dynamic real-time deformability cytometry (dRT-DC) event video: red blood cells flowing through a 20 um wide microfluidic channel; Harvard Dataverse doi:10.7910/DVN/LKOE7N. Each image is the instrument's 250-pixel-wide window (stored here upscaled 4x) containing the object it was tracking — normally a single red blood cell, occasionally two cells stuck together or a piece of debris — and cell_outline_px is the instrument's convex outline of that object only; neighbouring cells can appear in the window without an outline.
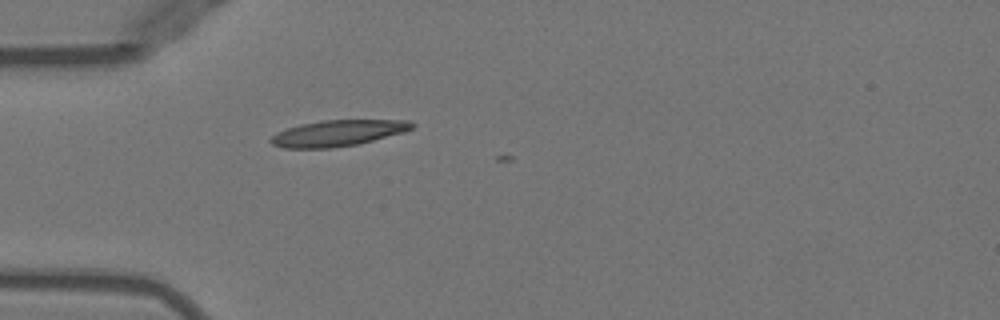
{"species": "Egyptian fruit bat (a non-hibernating species)", "species_latin": "Rousettus aegyptiacus", "temperature_condition": "warm", "stored_images_in_passage": 5, "camera_frame_rate_fps": 3000, "um_per_image_px": 0.085, "animal": {"sex": "female"}, "frame": {"image": 1, "passage_image": 3, "time_ms": 0.667, "image_size_px": [1000, 320], "cell_outline_px": [[416, 124], [412, 128], [404, 132], [356, 144], [332, 148], [284, 148], [272, 144], [268, 140], [276, 132], [300, 124], [324, 120], [408, 120]], "centroid_in_image_um": [28.69, 11.31], "position_along_channel_um": 56.3, "area_um2": 21.33}}